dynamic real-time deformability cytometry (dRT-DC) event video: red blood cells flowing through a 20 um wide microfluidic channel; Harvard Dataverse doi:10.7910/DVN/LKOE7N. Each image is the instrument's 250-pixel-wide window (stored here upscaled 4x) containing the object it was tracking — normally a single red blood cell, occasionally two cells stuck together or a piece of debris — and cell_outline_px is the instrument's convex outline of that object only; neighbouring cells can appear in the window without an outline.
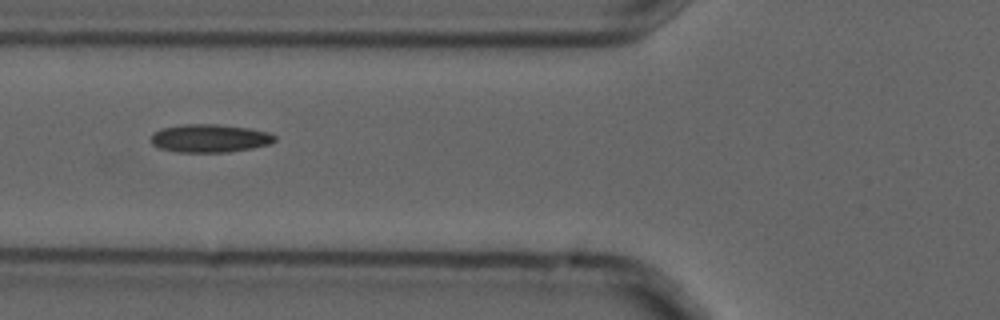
{"species": "common noctule bat (a hibernating species)", "species_latin": "Nyctalus noctula", "temperature_condition": "cold", "stored_images_in_passage": 8, "camera_frame_rate_fps": 3000, "um_per_image_px": 0.085, "animal": {"sex": "male", "forearm_length_mm": 52.5}, "frame": {"image": 1, "passage_image": 6, "time_ms": 1.667, "image_size_px": [1000, 320], "cell_outline_px": [[276, 140], [268, 144], [252, 148], [228, 152], [176, 152], [160, 148], [152, 144], [148, 140], [152, 132], [160, 128], [184, 124], [216, 124], [252, 128], [268, 132], [276, 136]], "centroid_in_image_um": [17.78, 11.75], "position_along_channel_um": 108.0, "area_um2": 20.58}}
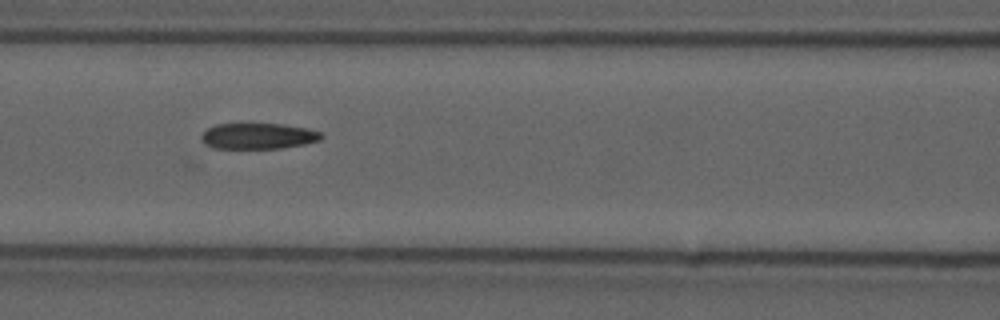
{"frame": {"image": 2, "passage_image": 7, "time_ms": 2.0, "image_size_px": [1000, 320], "cell_outline_px": [[324, 136], [320, 140], [304, 144], [284, 148], [212, 148], [204, 144], [200, 136], [208, 128], [216, 124], [284, 124], [308, 128], [320, 132]], "centroid_in_image_um": [21.95, 11.56], "position_along_channel_um": 144.6, "area_um2": 18.15}}
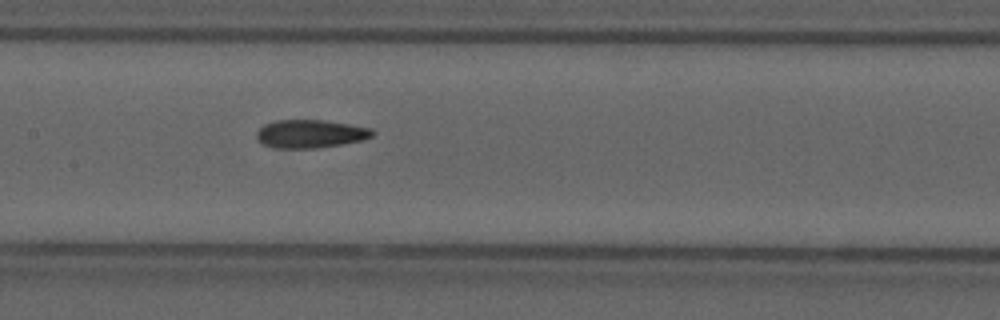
{"frame": {"image": 3, "passage_image": 8, "time_ms": 2.333, "image_size_px": [1000, 320], "cell_outline_px": [[376, 132], [372, 136], [364, 140], [316, 148], [272, 148], [260, 144], [256, 140], [256, 132], [264, 124], [276, 120], [324, 120], [372, 128]], "centroid_in_image_um": [26.34, 11.38], "position_along_channel_um": 181.1, "area_um2": 19.25}}